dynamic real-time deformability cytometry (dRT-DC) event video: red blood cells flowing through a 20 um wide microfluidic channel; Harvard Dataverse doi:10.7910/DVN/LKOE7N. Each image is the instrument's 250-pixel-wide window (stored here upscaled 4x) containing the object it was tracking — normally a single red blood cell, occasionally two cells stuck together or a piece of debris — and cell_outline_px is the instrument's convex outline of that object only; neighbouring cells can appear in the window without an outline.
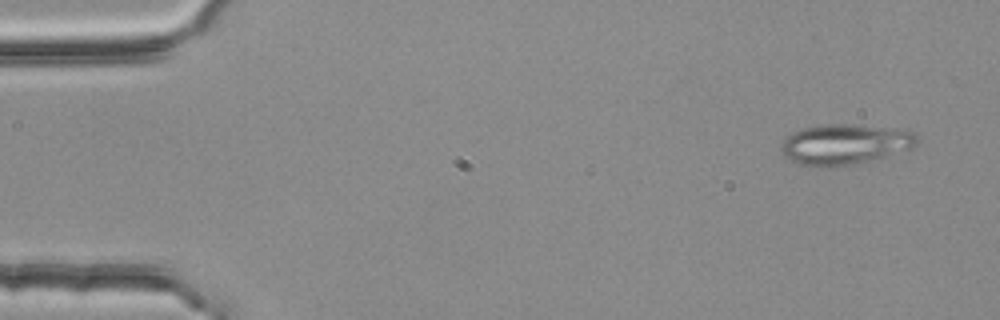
{"species": "common noctule bat (a hibernating species)", "species_latin": "Nyctalus noctula", "temperature_condition": "room temperature", "stored_images_in_passage": 3, "camera_frame_rate_fps": 3000, "um_per_image_px": 0.085, "animal": {"sex": "female", "body_mass_g": 25.1}, "frame": {"image": 1, "passage_image": 1, "time_ms": 0.0, "image_size_px": [1000, 320], "cell_outline_px": [[920, 140], [912, 148], [876, 160], [852, 164], [804, 164], [792, 160], [784, 156], [780, 148], [780, 144], [792, 132], [804, 128], [828, 124], [852, 124], [908, 128], [916, 132]], "centroid_in_image_um": [71.96, 12.21], "position_along_channel_um": 13.0, "area_um2": 31.91}}